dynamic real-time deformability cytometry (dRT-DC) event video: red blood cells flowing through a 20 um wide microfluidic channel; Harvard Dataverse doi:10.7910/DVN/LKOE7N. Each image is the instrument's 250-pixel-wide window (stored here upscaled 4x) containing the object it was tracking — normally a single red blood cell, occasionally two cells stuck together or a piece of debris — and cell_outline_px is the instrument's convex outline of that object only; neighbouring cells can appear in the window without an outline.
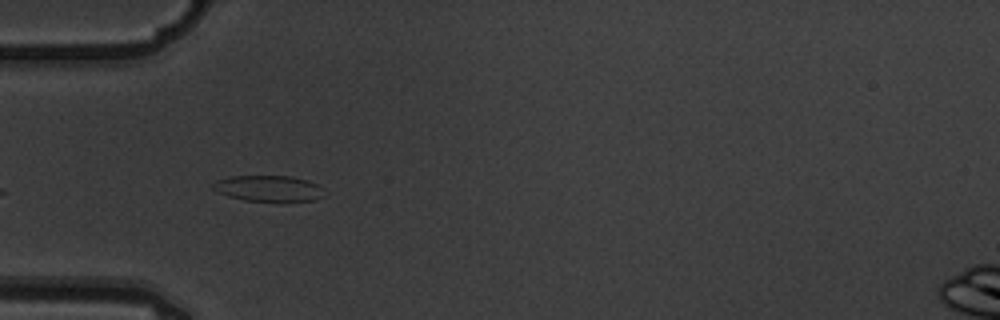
{"species": "common noctule bat (a hibernating species)", "species_latin": "Nyctalus noctula", "temperature_condition": "warm", "stored_images_in_passage": 7, "camera_frame_rate_fps": 3000, "um_per_image_px": 0.085, "animal": {"sex": "male", "body_mass_g": 19.5, "forearm_length_mm": 54.6}, "frame": {"image": 1, "passage_image": 6, "time_ms": 1.667, "image_size_px": [1000, 320], "cell_outline_px": [[328, 192], [324, 196], [316, 200], [244, 200], [228, 196], [216, 192], [212, 188], [212, 184], [216, 180], [232, 176], [292, 176], [308, 180], [316, 184]], "centroid_in_image_um": [22.84, 16.0], "position_along_channel_um": 62.2, "area_um2": 16.76}}
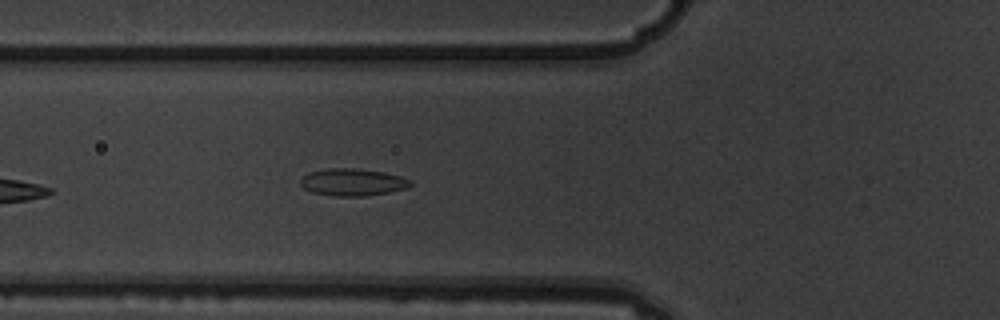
{"frame": {"image": 2, "passage_image": 7, "time_ms": 2.0, "image_size_px": [1000, 320], "cell_outline_px": [[412, 184], [404, 188], [388, 192], [364, 196], [332, 196], [312, 192], [304, 188], [300, 184], [300, 180], [308, 172], [324, 168], [356, 168], [384, 172], [400, 176], [412, 180]], "centroid_in_image_um": [29.94, 15.47], "position_along_channel_um": 95.9, "area_um2": 17.46}}